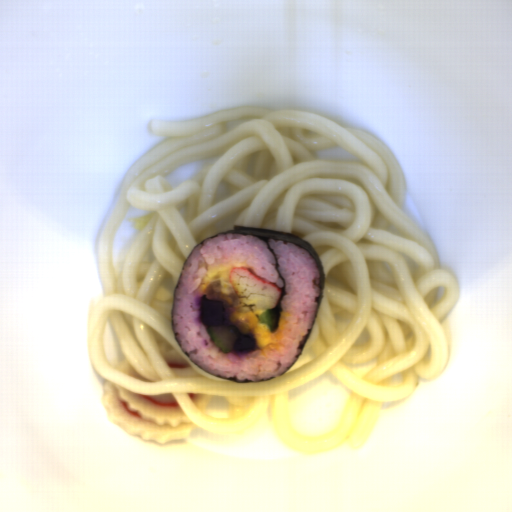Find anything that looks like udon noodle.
<instances>
[{
  "mask_svg": "<svg viewBox=\"0 0 512 512\" xmlns=\"http://www.w3.org/2000/svg\"><path fill=\"white\" fill-rule=\"evenodd\" d=\"M147 132L167 138L128 171L97 247L104 295L91 305L86 332L95 372L135 394L174 395L195 425L212 434L249 431L266 410L291 451L362 448L385 401L406 399L421 379L443 373L449 352L443 323L458 296L454 274L442 269L434 243L405 210L397 159L367 131L258 105L196 120L151 119ZM337 146L357 159L313 154ZM214 155L220 156L178 187L163 179ZM129 204L148 213L135 220L139 235L114 270L110 250ZM233 225L293 233L314 246L325 269L322 305L302 356L268 381L212 377L187 359L173 335L174 290L187 256ZM108 322L127 360L153 382L108 363ZM161 342L191 367L167 365ZM326 372L349 390L343 416L325 434H303L288 424L286 394ZM188 393L226 397L229 418L201 413Z\"/></svg>",
  "mask_w": 512,
  "mask_h": 512,
  "instance_id": "d5520da0",
  "label": "udon noodle"
}]
</instances>
